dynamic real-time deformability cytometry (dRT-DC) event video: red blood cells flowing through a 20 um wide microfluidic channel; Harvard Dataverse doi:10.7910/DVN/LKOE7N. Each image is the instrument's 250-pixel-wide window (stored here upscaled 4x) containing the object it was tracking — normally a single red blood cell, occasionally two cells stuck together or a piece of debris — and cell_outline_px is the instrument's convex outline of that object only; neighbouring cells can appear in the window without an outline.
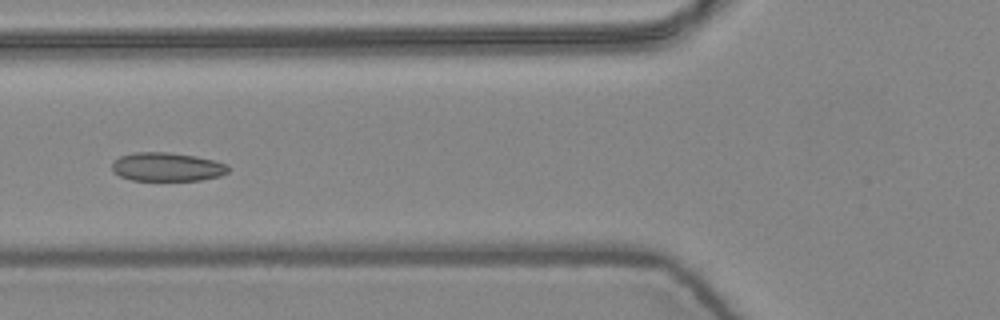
{"species": "common noctule bat (a hibernating species)", "species_latin": "Nyctalus noctula", "temperature_condition": "warm", "stored_images_in_passage": 7, "camera_frame_rate_fps": 3000, "um_per_image_px": 0.085, "animal": {"sex": "female", "body_mass_g": 24.6, "forearm_length_mm": 56.2}, "frame": {"image": 1, "passage_image": 6, "time_ms": 1.667, "image_size_px": [1000, 320], "cell_outline_px": [[228, 172], [220, 176], [200, 180], [132, 180], [120, 176], [112, 172], [112, 164], [120, 156], [132, 152], [168, 152], [196, 156], [228, 164]], "centroid_in_image_um": [14.18, 14.18], "position_along_channel_um": 111.6, "area_um2": 19.42}}
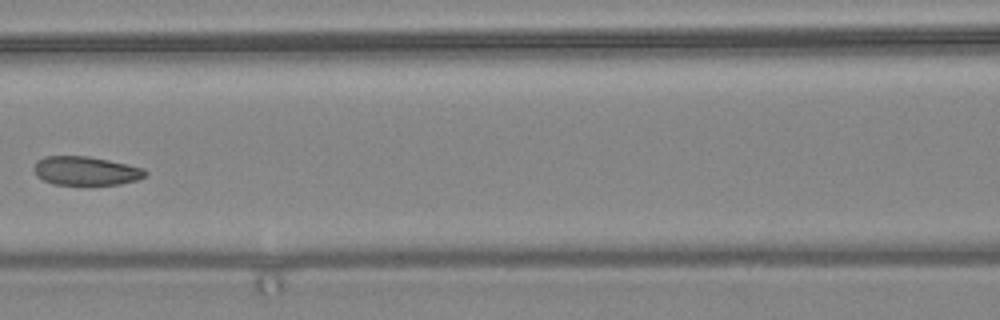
{"frame": {"image": 2, "passage_image": 7, "time_ms": 2.0, "image_size_px": [1000, 320], "cell_outline_px": [[148, 172], [144, 176], [136, 180], [120, 184], [52, 184], [36, 176], [32, 168], [36, 160], [44, 156], [88, 156], [128, 164], [144, 168]], "centroid_in_image_um": [7.25, 14.51], "position_along_channel_um": 159.3, "area_um2": 18.73}}